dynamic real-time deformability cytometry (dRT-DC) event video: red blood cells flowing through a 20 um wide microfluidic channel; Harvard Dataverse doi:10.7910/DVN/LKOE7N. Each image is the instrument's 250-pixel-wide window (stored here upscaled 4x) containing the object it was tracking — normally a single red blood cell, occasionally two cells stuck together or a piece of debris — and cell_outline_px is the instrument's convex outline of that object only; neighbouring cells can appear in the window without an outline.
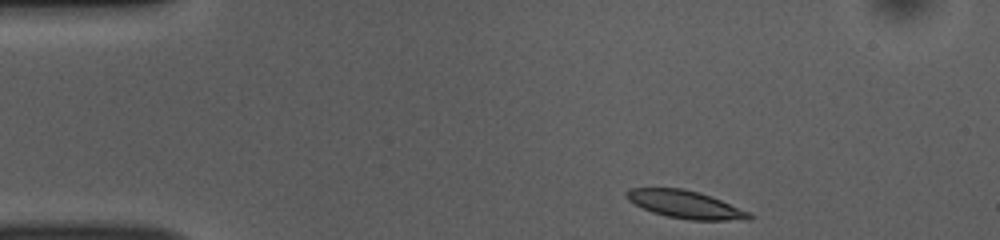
{"species": "common noctule bat (a hibernating species)", "species_latin": "Nyctalus noctula", "temperature_condition": "room temperature", "stored_images_in_passage": 45, "camera_frame_rate_fps": 3000, "um_per_image_px": 0.085, "animal": {"sex": "female", "body_mass_g": 10.0, "forearm_length_mm": 53.1}, "frame": {"image": 1, "passage_image": 1, "time_ms": 0.0, "image_size_px": [1000, 240], "cell_outline_px": [[756, 216], [752, 220], [688, 220], [668, 216], [652, 212], [628, 200], [624, 196], [624, 192], [628, 188], [684, 188], [700, 192], [712, 196], [748, 212]], "centroid_in_image_um": [58.27, 17.37], "position_along_channel_um": 26.7, "area_um2": 19.94}}
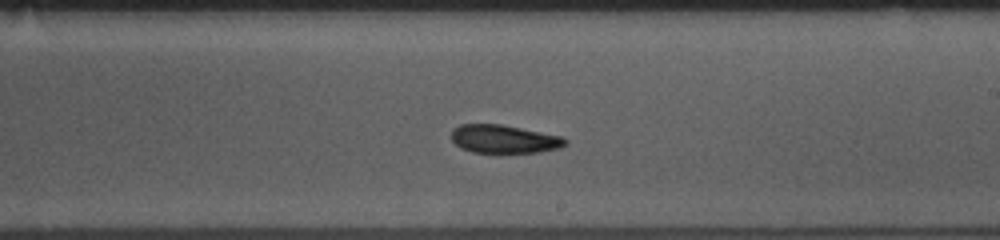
{"frame": {"image": 2, "passage_image": 23, "time_ms": 7.333, "image_size_px": [1000, 240], "cell_outline_px": [[568, 144], [560, 148], [540, 152], [500, 156], [496, 156], [472, 152], [460, 148], [452, 140], [452, 128], [460, 124], [500, 124], [564, 136], [568, 140]], "centroid_in_image_um": [42.87, 11.87], "position_along_channel_um": 246.1, "area_um2": 19.94}}
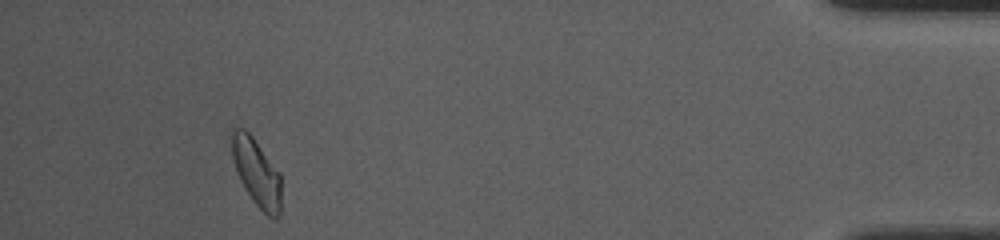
{"frame": {"image": 3, "passage_image": 41, "time_ms": 13.333, "image_size_px": [1000, 240], "cell_outline_px": [[280, 216], [276, 220], [268, 216], [256, 204], [240, 180], [232, 156], [228, 136], [232, 128], [244, 128], [252, 136], [280, 172]], "centroid_in_image_um": [21.78, 14.6], "position_along_channel_um": 413.4, "area_um2": 19.54}, "authors_computed_cell_mechanics": {"area_um2": 19.7676, "velocity_mm_per_s": 3.8196, "shape_relaxation_time_tau1_ms": 7.7686, "shape_relaxation_time_tau2_ms": 8.3446, "deformation_change_tau1": 0.1461, "deformation_change_tau2": 0.1429}}